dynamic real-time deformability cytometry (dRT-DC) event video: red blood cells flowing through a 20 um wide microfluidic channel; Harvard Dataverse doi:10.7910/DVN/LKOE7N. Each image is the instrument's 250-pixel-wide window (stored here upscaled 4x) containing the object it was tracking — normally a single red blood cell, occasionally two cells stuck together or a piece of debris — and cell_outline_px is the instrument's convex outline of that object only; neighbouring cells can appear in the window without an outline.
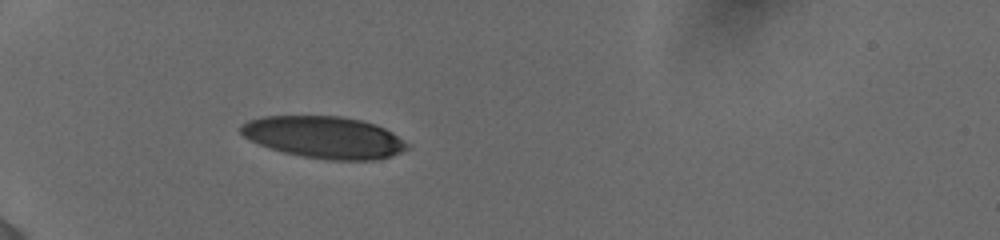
{"species": "human", "species_latin": "Homo sapiens", "temperature_condition": "cold", "stored_images_in_passage": 20, "camera_frame_rate_fps": 3000, "um_per_image_px": 0.085, "donor": {"sex": "female"}, "frame": {"image": 1, "passage_image": 15, "time_ms": 4.333, "image_size_px": [1000, 240], "cell_outline_px": [[408, 148], [392, 156], [376, 160], [328, 160], [304, 156], [284, 152], [260, 144], [244, 136], [240, 132], [240, 124], [248, 120], [264, 116], [340, 116], [360, 120], [376, 124], [392, 132], [408, 144]], "centroid_in_image_um": [27.56, 11.66], "position_along_channel_um": 57.4, "area_um2": 40.4}}
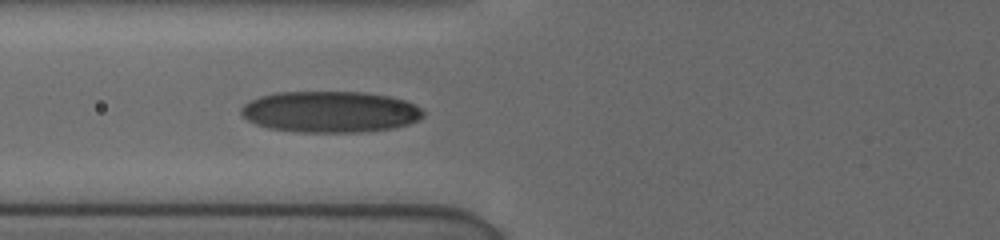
{"frame": {"image": 2, "passage_image": 20, "time_ms": 6.0, "image_size_px": [1000, 240], "cell_outline_px": [[424, 116], [420, 120], [408, 124], [392, 128], [360, 132], [296, 132], [268, 128], [256, 124], [248, 120], [240, 112], [240, 108], [244, 104], [260, 96], [276, 92], [364, 92], [388, 96], [404, 100], [420, 108], [424, 112]], "centroid_in_image_um": [28.05, 9.51], "position_along_channel_um": 97.7, "area_um2": 43.81}}